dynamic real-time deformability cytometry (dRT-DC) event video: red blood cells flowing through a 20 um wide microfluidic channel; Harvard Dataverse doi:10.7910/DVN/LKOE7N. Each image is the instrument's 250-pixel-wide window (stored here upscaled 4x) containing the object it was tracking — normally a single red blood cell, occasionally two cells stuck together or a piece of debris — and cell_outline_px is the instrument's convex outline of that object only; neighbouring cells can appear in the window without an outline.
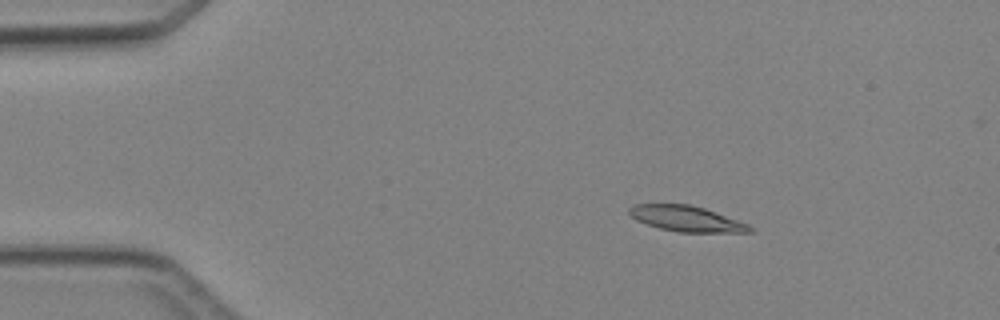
{"species": "Egyptian fruit bat (a non-hibernating species)", "species_latin": "Rousettus aegyptiacus", "temperature_condition": "cold", "stored_images_in_passage": 5, "camera_frame_rate_fps": 3000, "um_per_image_px": 0.085, "animal": {"sex": "female"}, "frame": {"image": 1, "passage_image": 3, "time_ms": 2.333, "image_size_px": [1000, 320], "cell_outline_px": [[756, 228], [752, 232], [680, 232], [660, 228], [636, 220], [628, 212], [628, 208], [636, 204], [688, 204], [704, 208], [748, 224]], "centroid_in_image_um": [58.36, 18.59], "position_along_channel_um": 26.6, "area_um2": 17.8}}